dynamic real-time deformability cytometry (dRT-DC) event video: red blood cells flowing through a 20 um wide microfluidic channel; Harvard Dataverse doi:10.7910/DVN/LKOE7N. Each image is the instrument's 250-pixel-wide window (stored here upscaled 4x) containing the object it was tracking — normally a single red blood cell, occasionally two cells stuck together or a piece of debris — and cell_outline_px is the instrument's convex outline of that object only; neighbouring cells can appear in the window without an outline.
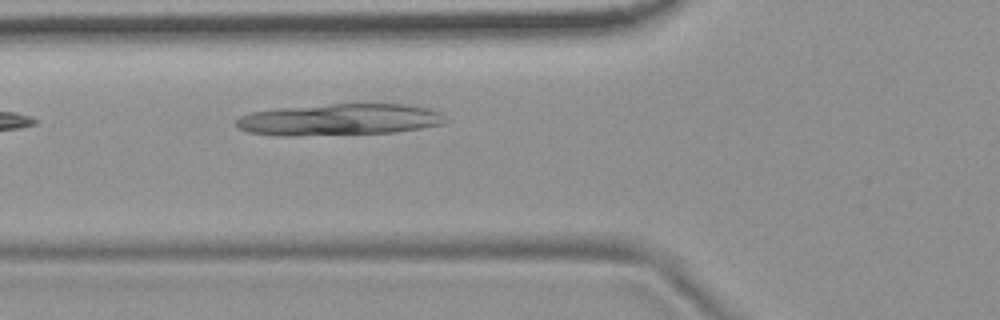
{"species": "common noctule bat (a hibernating species)", "species_latin": "Nyctalus noctula", "temperature_condition": "room temperature", "stored_images_in_passage": 4, "camera_frame_rate_fps": 3000, "um_per_image_px": 0.085, "animal": {"sex": "female", "body_mass_g": 19.9}, "frame": {"image": 1, "passage_image": 4, "time_ms": 3.333, "image_size_px": [1000, 320], "cell_outline_px": [[448, 120], [444, 124], [396, 132], [296, 136], [276, 136], [248, 132], [240, 128], [236, 124], [236, 120], [240, 116], [252, 112], [276, 108], [332, 104], [408, 104], [428, 108], [440, 112]], "centroid_in_image_um": [28.86, 10.17], "position_along_channel_um": 96.9, "area_um2": 38.73}}